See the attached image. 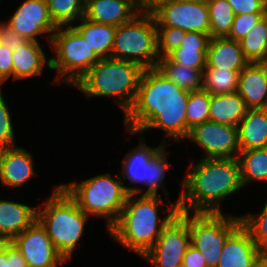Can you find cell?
Instances as JSON below:
<instances>
[{
	"label": "cell",
	"instance_id": "cell-1",
	"mask_svg": "<svg viewBox=\"0 0 267 267\" xmlns=\"http://www.w3.org/2000/svg\"><path fill=\"white\" fill-rule=\"evenodd\" d=\"M189 93L157 67L144 69L135 100L123 116L125 130L143 134L148 129H161L164 145L173 139L184 143L190 133L186 120Z\"/></svg>",
	"mask_w": 267,
	"mask_h": 267
},
{
	"label": "cell",
	"instance_id": "cell-23",
	"mask_svg": "<svg viewBox=\"0 0 267 267\" xmlns=\"http://www.w3.org/2000/svg\"><path fill=\"white\" fill-rule=\"evenodd\" d=\"M210 39L209 34L188 31L185 33L180 48L175 49L167 57L174 63L203 72L206 67Z\"/></svg>",
	"mask_w": 267,
	"mask_h": 267
},
{
	"label": "cell",
	"instance_id": "cell-14",
	"mask_svg": "<svg viewBox=\"0 0 267 267\" xmlns=\"http://www.w3.org/2000/svg\"><path fill=\"white\" fill-rule=\"evenodd\" d=\"M6 23L27 41L40 42L38 36L42 35L48 44L58 28L50 17L46 0H24Z\"/></svg>",
	"mask_w": 267,
	"mask_h": 267
},
{
	"label": "cell",
	"instance_id": "cell-6",
	"mask_svg": "<svg viewBox=\"0 0 267 267\" xmlns=\"http://www.w3.org/2000/svg\"><path fill=\"white\" fill-rule=\"evenodd\" d=\"M132 136H139V144L132 147L122 159V168L119 173L123 185L128 194L158 196L159 190L162 188L166 197H169V191H166L164 184L165 176L168 172V167L172 166L168 162L167 145L162 142L158 146H149L146 144V138L142 133L126 130ZM129 181V185H125L124 181ZM136 184L146 186L143 187ZM136 185V186H135Z\"/></svg>",
	"mask_w": 267,
	"mask_h": 267
},
{
	"label": "cell",
	"instance_id": "cell-15",
	"mask_svg": "<svg viewBox=\"0 0 267 267\" xmlns=\"http://www.w3.org/2000/svg\"><path fill=\"white\" fill-rule=\"evenodd\" d=\"M12 244L22 254L28 267H60L67 262L38 220L15 236Z\"/></svg>",
	"mask_w": 267,
	"mask_h": 267
},
{
	"label": "cell",
	"instance_id": "cell-12",
	"mask_svg": "<svg viewBox=\"0 0 267 267\" xmlns=\"http://www.w3.org/2000/svg\"><path fill=\"white\" fill-rule=\"evenodd\" d=\"M149 11L155 18L156 26L209 34L210 19L206 2L157 0Z\"/></svg>",
	"mask_w": 267,
	"mask_h": 267
},
{
	"label": "cell",
	"instance_id": "cell-30",
	"mask_svg": "<svg viewBox=\"0 0 267 267\" xmlns=\"http://www.w3.org/2000/svg\"><path fill=\"white\" fill-rule=\"evenodd\" d=\"M240 72L205 67L202 77V90L210 95L237 92Z\"/></svg>",
	"mask_w": 267,
	"mask_h": 267
},
{
	"label": "cell",
	"instance_id": "cell-29",
	"mask_svg": "<svg viewBox=\"0 0 267 267\" xmlns=\"http://www.w3.org/2000/svg\"><path fill=\"white\" fill-rule=\"evenodd\" d=\"M239 43L250 63H267V31L262 18Z\"/></svg>",
	"mask_w": 267,
	"mask_h": 267
},
{
	"label": "cell",
	"instance_id": "cell-49",
	"mask_svg": "<svg viewBox=\"0 0 267 267\" xmlns=\"http://www.w3.org/2000/svg\"><path fill=\"white\" fill-rule=\"evenodd\" d=\"M188 1H194V2H207L208 0H188Z\"/></svg>",
	"mask_w": 267,
	"mask_h": 267
},
{
	"label": "cell",
	"instance_id": "cell-48",
	"mask_svg": "<svg viewBox=\"0 0 267 267\" xmlns=\"http://www.w3.org/2000/svg\"><path fill=\"white\" fill-rule=\"evenodd\" d=\"M262 19L265 22V28H266V31H267V11L263 14Z\"/></svg>",
	"mask_w": 267,
	"mask_h": 267
},
{
	"label": "cell",
	"instance_id": "cell-19",
	"mask_svg": "<svg viewBox=\"0 0 267 267\" xmlns=\"http://www.w3.org/2000/svg\"><path fill=\"white\" fill-rule=\"evenodd\" d=\"M247 109L267 108V63H249L239 75L238 91Z\"/></svg>",
	"mask_w": 267,
	"mask_h": 267
},
{
	"label": "cell",
	"instance_id": "cell-44",
	"mask_svg": "<svg viewBox=\"0 0 267 267\" xmlns=\"http://www.w3.org/2000/svg\"><path fill=\"white\" fill-rule=\"evenodd\" d=\"M131 1L140 11L149 10V7L142 0H129Z\"/></svg>",
	"mask_w": 267,
	"mask_h": 267
},
{
	"label": "cell",
	"instance_id": "cell-37",
	"mask_svg": "<svg viewBox=\"0 0 267 267\" xmlns=\"http://www.w3.org/2000/svg\"><path fill=\"white\" fill-rule=\"evenodd\" d=\"M263 14H240L235 15L229 35L231 40L239 41L243 38L262 18Z\"/></svg>",
	"mask_w": 267,
	"mask_h": 267
},
{
	"label": "cell",
	"instance_id": "cell-13",
	"mask_svg": "<svg viewBox=\"0 0 267 267\" xmlns=\"http://www.w3.org/2000/svg\"><path fill=\"white\" fill-rule=\"evenodd\" d=\"M206 154L201 158H238V127L213 121L195 125L187 137Z\"/></svg>",
	"mask_w": 267,
	"mask_h": 267
},
{
	"label": "cell",
	"instance_id": "cell-45",
	"mask_svg": "<svg viewBox=\"0 0 267 267\" xmlns=\"http://www.w3.org/2000/svg\"><path fill=\"white\" fill-rule=\"evenodd\" d=\"M255 267H267V255H261Z\"/></svg>",
	"mask_w": 267,
	"mask_h": 267
},
{
	"label": "cell",
	"instance_id": "cell-31",
	"mask_svg": "<svg viewBox=\"0 0 267 267\" xmlns=\"http://www.w3.org/2000/svg\"><path fill=\"white\" fill-rule=\"evenodd\" d=\"M210 38H223L229 35L234 19V11L227 0H208Z\"/></svg>",
	"mask_w": 267,
	"mask_h": 267
},
{
	"label": "cell",
	"instance_id": "cell-35",
	"mask_svg": "<svg viewBox=\"0 0 267 267\" xmlns=\"http://www.w3.org/2000/svg\"><path fill=\"white\" fill-rule=\"evenodd\" d=\"M157 51L160 58L167 57L175 49L180 48L186 31L169 26H156Z\"/></svg>",
	"mask_w": 267,
	"mask_h": 267
},
{
	"label": "cell",
	"instance_id": "cell-17",
	"mask_svg": "<svg viewBox=\"0 0 267 267\" xmlns=\"http://www.w3.org/2000/svg\"><path fill=\"white\" fill-rule=\"evenodd\" d=\"M260 256L250 232L241 224L227 238L217 267H255Z\"/></svg>",
	"mask_w": 267,
	"mask_h": 267
},
{
	"label": "cell",
	"instance_id": "cell-42",
	"mask_svg": "<svg viewBox=\"0 0 267 267\" xmlns=\"http://www.w3.org/2000/svg\"><path fill=\"white\" fill-rule=\"evenodd\" d=\"M7 267H28L26 260L13 244L7 249Z\"/></svg>",
	"mask_w": 267,
	"mask_h": 267
},
{
	"label": "cell",
	"instance_id": "cell-5",
	"mask_svg": "<svg viewBox=\"0 0 267 267\" xmlns=\"http://www.w3.org/2000/svg\"><path fill=\"white\" fill-rule=\"evenodd\" d=\"M37 207V220L46 229L58 252L69 262L91 217L60 185H55L51 195Z\"/></svg>",
	"mask_w": 267,
	"mask_h": 267
},
{
	"label": "cell",
	"instance_id": "cell-32",
	"mask_svg": "<svg viewBox=\"0 0 267 267\" xmlns=\"http://www.w3.org/2000/svg\"><path fill=\"white\" fill-rule=\"evenodd\" d=\"M50 17L57 27L72 26L84 17L85 0H46Z\"/></svg>",
	"mask_w": 267,
	"mask_h": 267
},
{
	"label": "cell",
	"instance_id": "cell-4",
	"mask_svg": "<svg viewBox=\"0 0 267 267\" xmlns=\"http://www.w3.org/2000/svg\"><path fill=\"white\" fill-rule=\"evenodd\" d=\"M144 68L138 63L114 58L100 59L74 86L90 98L110 97L125 115L131 108Z\"/></svg>",
	"mask_w": 267,
	"mask_h": 267
},
{
	"label": "cell",
	"instance_id": "cell-50",
	"mask_svg": "<svg viewBox=\"0 0 267 267\" xmlns=\"http://www.w3.org/2000/svg\"><path fill=\"white\" fill-rule=\"evenodd\" d=\"M2 87H3L2 83L0 82V91H2V89H3Z\"/></svg>",
	"mask_w": 267,
	"mask_h": 267
},
{
	"label": "cell",
	"instance_id": "cell-10",
	"mask_svg": "<svg viewBox=\"0 0 267 267\" xmlns=\"http://www.w3.org/2000/svg\"><path fill=\"white\" fill-rule=\"evenodd\" d=\"M223 213L189 212L191 244L201 252L208 267H217L227 238L242 224L240 215Z\"/></svg>",
	"mask_w": 267,
	"mask_h": 267
},
{
	"label": "cell",
	"instance_id": "cell-28",
	"mask_svg": "<svg viewBox=\"0 0 267 267\" xmlns=\"http://www.w3.org/2000/svg\"><path fill=\"white\" fill-rule=\"evenodd\" d=\"M157 68L176 86L185 91L202 90L203 72L172 62L168 57L159 59Z\"/></svg>",
	"mask_w": 267,
	"mask_h": 267
},
{
	"label": "cell",
	"instance_id": "cell-38",
	"mask_svg": "<svg viewBox=\"0 0 267 267\" xmlns=\"http://www.w3.org/2000/svg\"><path fill=\"white\" fill-rule=\"evenodd\" d=\"M233 8L234 15L264 14L267 11V0H227Z\"/></svg>",
	"mask_w": 267,
	"mask_h": 267
},
{
	"label": "cell",
	"instance_id": "cell-18",
	"mask_svg": "<svg viewBox=\"0 0 267 267\" xmlns=\"http://www.w3.org/2000/svg\"><path fill=\"white\" fill-rule=\"evenodd\" d=\"M140 12L129 0H85L83 18L118 27L130 22Z\"/></svg>",
	"mask_w": 267,
	"mask_h": 267
},
{
	"label": "cell",
	"instance_id": "cell-16",
	"mask_svg": "<svg viewBox=\"0 0 267 267\" xmlns=\"http://www.w3.org/2000/svg\"><path fill=\"white\" fill-rule=\"evenodd\" d=\"M33 154L23 147L3 148L0 154V183L13 190L28 183L37 173Z\"/></svg>",
	"mask_w": 267,
	"mask_h": 267
},
{
	"label": "cell",
	"instance_id": "cell-9",
	"mask_svg": "<svg viewBox=\"0 0 267 267\" xmlns=\"http://www.w3.org/2000/svg\"><path fill=\"white\" fill-rule=\"evenodd\" d=\"M111 58L132 61L144 69L157 67V28L149 10L116 28Z\"/></svg>",
	"mask_w": 267,
	"mask_h": 267
},
{
	"label": "cell",
	"instance_id": "cell-26",
	"mask_svg": "<svg viewBox=\"0 0 267 267\" xmlns=\"http://www.w3.org/2000/svg\"><path fill=\"white\" fill-rule=\"evenodd\" d=\"M72 26L87 40L92 50L102 59L111 58L116 26L99 24L85 18Z\"/></svg>",
	"mask_w": 267,
	"mask_h": 267
},
{
	"label": "cell",
	"instance_id": "cell-21",
	"mask_svg": "<svg viewBox=\"0 0 267 267\" xmlns=\"http://www.w3.org/2000/svg\"><path fill=\"white\" fill-rule=\"evenodd\" d=\"M40 42L27 41L13 50V81L42 76L45 67L50 69V57H46Z\"/></svg>",
	"mask_w": 267,
	"mask_h": 267
},
{
	"label": "cell",
	"instance_id": "cell-36",
	"mask_svg": "<svg viewBox=\"0 0 267 267\" xmlns=\"http://www.w3.org/2000/svg\"><path fill=\"white\" fill-rule=\"evenodd\" d=\"M0 91V147L10 148L16 146L14 124L11 110Z\"/></svg>",
	"mask_w": 267,
	"mask_h": 267
},
{
	"label": "cell",
	"instance_id": "cell-3",
	"mask_svg": "<svg viewBox=\"0 0 267 267\" xmlns=\"http://www.w3.org/2000/svg\"><path fill=\"white\" fill-rule=\"evenodd\" d=\"M162 197L128 194L117 222L107 231L122 247L142 257L158 240L162 230L179 213L178 202ZM163 204L168 207L167 210ZM163 207V217L159 210Z\"/></svg>",
	"mask_w": 267,
	"mask_h": 267
},
{
	"label": "cell",
	"instance_id": "cell-7",
	"mask_svg": "<svg viewBox=\"0 0 267 267\" xmlns=\"http://www.w3.org/2000/svg\"><path fill=\"white\" fill-rule=\"evenodd\" d=\"M59 185L89 217L106 220L107 231L117 222L128 196L120 175L110 172Z\"/></svg>",
	"mask_w": 267,
	"mask_h": 267
},
{
	"label": "cell",
	"instance_id": "cell-8",
	"mask_svg": "<svg viewBox=\"0 0 267 267\" xmlns=\"http://www.w3.org/2000/svg\"><path fill=\"white\" fill-rule=\"evenodd\" d=\"M50 69L56 71L53 85L74 87L101 59L87 40L73 27H58L52 35Z\"/></svg>",
	"mask_w": 267,
	"mask_h": 267
},
{
	"label": "cell",
	"instance_id": "cell-43",
	"mask_svg": "<svg viewBox=\"0 0 267 267\" xmlns=\"http://www.w3.org/2000/svg\"><path fill=\"white\" fill-rule=\"evenodd\" d=\"M11 244L12 239L9 236L0 234V255L4 254Z\"/></svg>",
	"mask_w": 267,
	"mask_h": 267
},
{
	"label": "cell",
	"instance_id": "cell-11",
	"mask_svg": "<svg viewBox=\"0 0 267 267\" xmlns=\"http://www.w3.org/2000/svg\"><path fill=\"white\" fill-rule=\"evenodd\" d=\"M190 244L189 212H179L141 259L153 267H182L184 254Z\"/></svg>",
	"mask_w": 267,
	"mask_h": 267
},
{
	"label": "cell",
	"instance_id": "cell-27",
	"mask_svg": "<svg viewBox=\"0 0 267 267\" xmlns=\"http://www.w3.org/2000/svg\"><path fill=\"white\" fill-rule=\"evenodd\" d=\"M238 160L244 188L252 182L267 183V147L240 151Z\"/></svg>",
	"mask_w": 267,
	"mask_h": 267
},
{
	"label": "cell",
	"instance_id": "cell-40",
	"mask_svg": "<svg viewBox=\"0 0 267 267\" xmlns=\"http://www.w3.org/2000/svg\"><path fill=\"white\" fill-rule=\"evenodd\" d=\"M10 78L13 81V52L0 44V82L4 85Z\"/></svg>",
	"mask_w": 267,
	"mask_h": 267
},
{
	"label": "cell",
	"instance_id": "cell-24",
	"mask_svg": "<svg viewBox=\"0 0 267 267\" xmlns=\"http://www.w3.org/2000/svg\"><path fill=\"white\" fill-rule=\"evenodd\" d=\"M240 151L267 147V108L249 109L238 125Z\"/></svg>",
	"mask_w": 267,
	"mask_h": 267
},
{
	"label": "cell",
	"instance_id": "cell-47",
	"mask_svg": "<svg viewBox=\"0 0 267 267\" xmlns=\"http://www.w3.org/2000/svg\"><path fill=\"white\" fill-rule=\"evenodd\" d=\"M149 8L157 1V0H142Z\"/></svg>",
	"mask_w": 267,
	"mask_h": 267
},
{
	"label": "cell",
	"instance_id": "cell-34",
	"mask_svg": "<svg viewBox=\"0 0 267 267\" xmlns=\"http://www.w3.org/2000/svg\"><path fill=\"white\" fill-rule=\"evenodd\" d=\"M210 98L211 95L204 90L189 93L186 109L187 127L189 129L210 120Z\"/></svg>",
	"mask_w": 267,
	"mask_h": 267
},
{
	"label": "cell",
	"instance_id": "cell-46",
	"mask_svg": "<svg viewBox=\"0 0 267 267\" xmlns=\"http://www.w3.org/2000/svg\"><path fill=\"white\" fill-rule=\"evenodd\" d=\"M0 267H7V250L4 254L0 255Z\"/></svg>",
	"mask_w": 267,
	"mask_h": 267
},
{
	"label": "cell",
	"instance_id": "cell-39",
	"mask_svg": "<svg viewBox=\"0 0 267 267\" xmlns=\"http://www.w3.org/2000/svg\"><path fill=\"white\" fill-rule=\"evenodd\" d=\"M3 21L0 22V44L13 51L27 42L6 23L5 19Z\"/></svg>",
	"mask_w": 267,
	"mask_h": 267
},
{
	"label": "cell",
	"instance_id": "cell-20",
	"mask_svg": "<svg viewBox=\"0 0 267 267\" xmlns=\"http://www.w3.org/2000/svg\"><path fill=\"white\" fill-rule=\"evenodd\" d=\"M249 63L239 41L226 37L210 39L206 67L241 72Z\"/></svg>",
	"mask_w": 267,
	"mask_h": 267
},
{
	"label": "cell",
	"instance_id": "cell-2",
	"mask_svg": "<svg viewBox=\"0 0 267 267\" xmlns=\"http://www.w3.org/2000/svg\"><path fill=\"white\" fill-rule=\"evenodd\" d=\"M187 171L184 180H178L179 212H223V201L244 188L238 158H200Z\"/></svg>",
	"mask_w": 267,
	"mask_h": 267
},
{
	"label": "cell",
	"instance_id": "cell-41",
	"mask_svg": "<svg viewBox=\"0 0 267 267\" xmlns=\"http://www.w3.org/2000/svg\"><path fill=\"white\" fill-rule=\"evenodd\" d=\"M182 267H208L203 255L190 244L184 254Z\"/></svg>",
	"mask_w": 267,
	"mask_h": 267
},
{
	"label": "cell",
	"instance_id": "cell-33",
	"mask_svg": "<svg viewBox=\"0 0 267 267\" xmlns=\"http://www.w3.org/2000/svg\"><path fill=\"white\" fill-rule=\"evenodd\" d=\"M240 216L242 225L250 232L258 251L261 255H267V199L259 214L247 212Z\"/></svg>",
	"mask_w": 267,
	"mask_h": 267
},
{
	"label": "cell",
	"instance_id": "cell-25",
	"mask_svg": "<svg viewBox=\"0 0 267 267\" xmlns=\"http://www.w3.org/2000/svg\"><path fill=\"white\" fill-rule=\"evenodd\" d=\"M247 110L238 92L211 95L210 121L238 127Z\"/></svg>",
	"mask_w": 267,
	"mask_h": 267
},
{
	"label": "cell",
	"instance_id": "cell-22",
	"mask_svg": "<svg viewBox=\"0 0 267 267\" xmlns=\"http://www.w3.org/2000/svg\"><path fill=\"white\" fill-rule=\"evenodd\" d=\"M37 206L0 198V234L13 239L37 220Z\"/></svg>",
	"mask_w": 267,
	"mask_h": 267
}]
</instances>
